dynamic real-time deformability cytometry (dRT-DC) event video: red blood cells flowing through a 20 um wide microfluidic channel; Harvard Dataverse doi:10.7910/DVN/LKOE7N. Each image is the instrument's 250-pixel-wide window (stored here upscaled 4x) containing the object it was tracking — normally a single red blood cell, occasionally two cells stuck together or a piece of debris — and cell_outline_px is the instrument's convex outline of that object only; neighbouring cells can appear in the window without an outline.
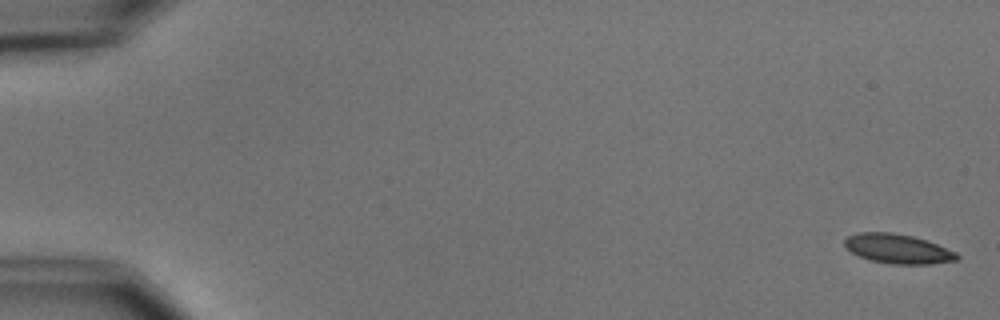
{"species": "common noctule bat (a hibernating species)", "species_latin": "Nyctalus noctula", "temperature_condition": "cold", "stored_images_in_passage": 7, "camera_frame_rate_fps": 3000, "um_per_image_px": 0.085, "animal": {"sex": "male", "body_mass_g": 15.6}, "frame": {"image": 1, "passage_image": 1, "time_ms": 0.0, "image_size_px": [1000, 320], "cell_outline_px": [[960, 256], [956, 260], [932, 264], [892, 264], [872, 260], [860, 256], [844, 248], [844, 240], [848, 236], [856, 232], [892, 232], [912, 236], [936, 244], [956, 252]], "centroid_in_image_um": [76.28, 21.14], "position_along_channel_um": 8.7, "area_um2": 19.19}}
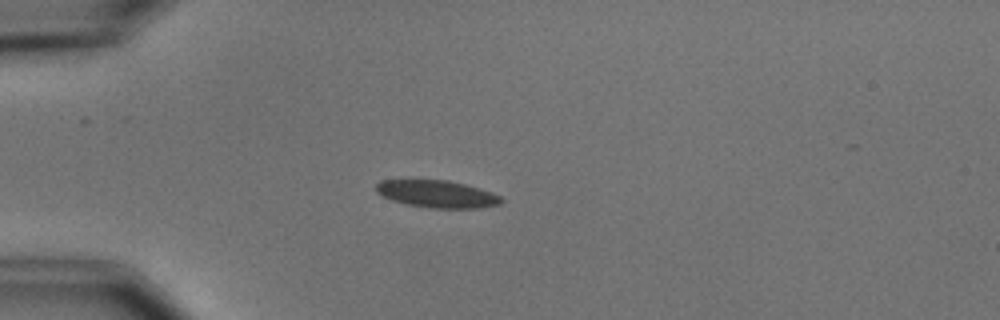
{"frame": {"image": 2, "passage_image": 5, "time_ms": 4.667, "image_size_px": [1000, 320], "cell_outline_px": [[504, 200], [500, 204], [480, 208], [432, 208], [408, 204], [392, 200], [376, 192], [376, 184], [380, 180], [448, 180], [480, 188], [492, 192], [500, 196]], "centroid_in_image_um": [37.18, 16.49], "position_along_channel_um": 47.8, "area_um2": 19.83}}
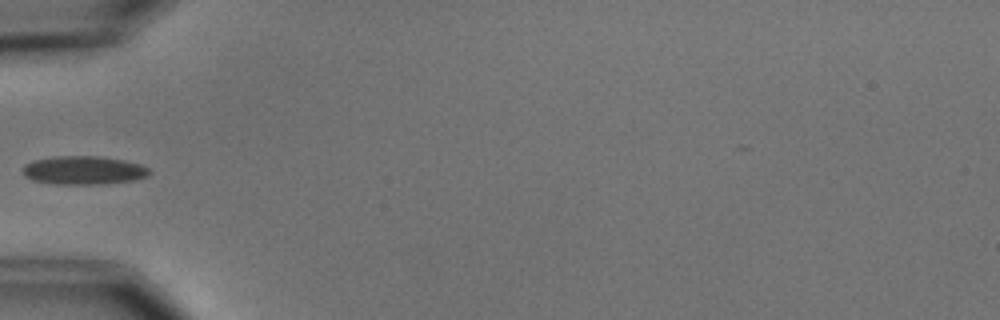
{"frame": {"image": 3, "passage_image": 6, "time_ms": 6.0, "image_size_px": [1000, 320], "cell_outline_px": [[152, 172], [148, 176], [136, 180], [104, 184], [56, 184], [32, 180], [24, 176], [24, 164], [36, 160], [52, 156], [100, 156], [124, 160], [140, 164], [148, 168]], "centroid_in_image_um": [7.15, 14.48], "position_along_channel_um": 77.9, "area_um2": 21.15}}